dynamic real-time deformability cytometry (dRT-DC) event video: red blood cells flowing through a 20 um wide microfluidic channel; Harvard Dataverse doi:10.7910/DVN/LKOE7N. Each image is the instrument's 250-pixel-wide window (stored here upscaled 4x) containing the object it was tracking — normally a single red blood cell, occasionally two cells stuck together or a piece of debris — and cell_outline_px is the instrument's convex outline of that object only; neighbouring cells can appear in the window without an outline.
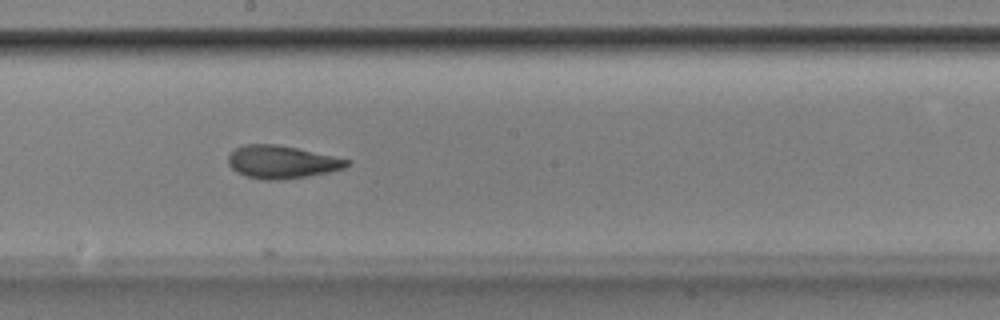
{"species": "Egyptian fruit bat (a non-hibernating species)", "species_latin": "Rousettus aegyptiacus", "temperature_condition": "room temperature", "stored_images_in_passage": 33, "camera_frame_rate_fps": 3000, "um_per_image_px": 0.085, "animal": {"sex": "male"}, "frame": {"image": 1, "passage_image": 28, "time_ms": 9.0, "image_size_px": [1000, 320], "cell_outline_px": [[352, 160], [344, 168], [328, 172], [308, 176], [280, 180], [264, 180], [248, 176], [236, 172], [228, 164], [228, 156], [236, 148], [244, 144], [276, 144], [296, 148]], "centroid_in_image_um": [23.94, 13.77], "position_along_channel_um": 224.3, "area_um2": 22.54}}